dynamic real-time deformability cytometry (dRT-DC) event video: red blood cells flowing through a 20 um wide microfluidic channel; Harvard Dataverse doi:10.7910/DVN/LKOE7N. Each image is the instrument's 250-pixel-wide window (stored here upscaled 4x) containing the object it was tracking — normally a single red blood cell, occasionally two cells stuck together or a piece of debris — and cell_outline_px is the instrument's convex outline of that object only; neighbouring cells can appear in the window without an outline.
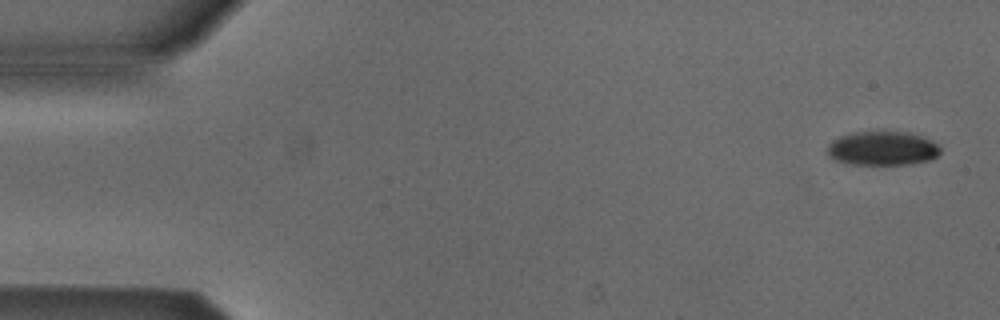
{"species": "Egyptian fruit bat (a non-hibernating species)", "species_latin": "Rousettus aegyptiacus", "temperature_condition": "cold", "stored_images_in_passage": 5, "camera_frame_rate_fps": 3000, "um_per_image_px": 0.085, "animal": {"sex": "male"}, "frame": {"image": 1, "passage_image": 1, "time_ms": 0.0, "image_size_px": [1000, 320], "cell_outline_px": [[940, 152], [936, 156], [928, 160], [912, 164], [852, 164], [836, 160], [828, 152], [828, 144], [832, 140], [840, 136], [852, 132], [908, 132], [932, 140], [940, 148]], "centroid_in_image_um": [75.02, 12.6], "position_along_channel_um": 10.0, "area_um2": 22.14}}
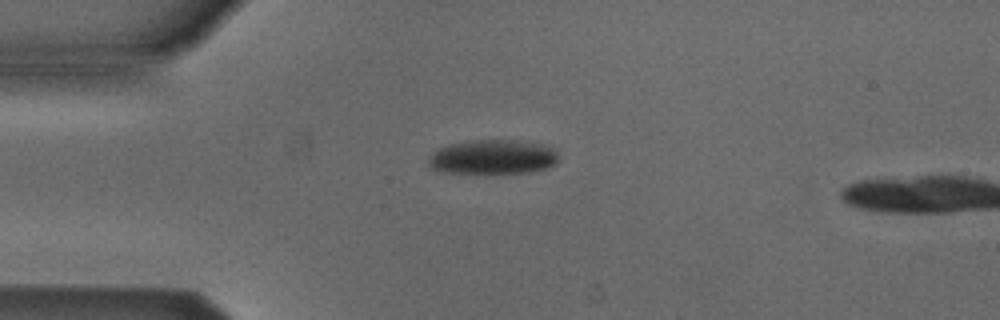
{"frame": {"image": 2, "passage_image": 4, "time_ms": 1.0, "image_size_px": [1000, 320], "cell_outline_px": [[556, 164], [548, 168], [528, 172], [444, 172], [432, 168], [428, 164], [428, 160], [440, 148], [448, 144], [472, 140], [508, 140], [544, 144], [556, 148]], "centroid_in_image_um": [41.93, 13.33], "position_along_channel_um": 43.1, "area_um2": 25.66}}